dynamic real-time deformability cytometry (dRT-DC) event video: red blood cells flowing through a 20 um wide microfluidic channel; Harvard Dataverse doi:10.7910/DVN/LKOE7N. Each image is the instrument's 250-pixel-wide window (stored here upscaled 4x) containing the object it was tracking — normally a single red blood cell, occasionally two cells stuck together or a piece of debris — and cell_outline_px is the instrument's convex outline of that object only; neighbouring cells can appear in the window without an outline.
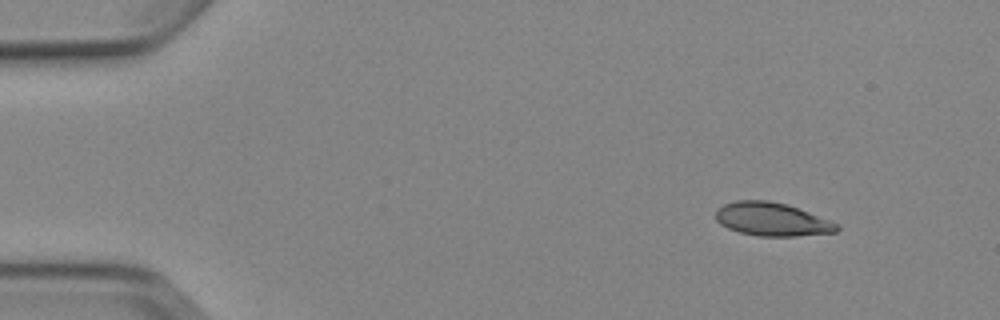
{"species": "Egyptian fruit bat (a non-hibernating species)", "species_latin": "Rousettus aegyptiacus", "temperature_condition": "cold", "stored_images_in_passage": 4, "camera_frame_rate_fps": 3000, "um_per_image_px": 0.085, "animal": {"sex": "female"}, "frame": {"image": 1, "passage_image": 1, "time_ms": 0.0, "image_size_px": [1000, 320], "cell_outline_px": [[840, 228], [836, 232], [796, 236], [756, 236], [740, 232], [728, 228], [720, 224], [716, 220], [716, 208], [724, 204], [736, 200], [768, 200], [784, 204], [808, 212], [840, 224]], "centroid_in_image_um": [65.6, 18.64], "position_along_channel_um": 19.4, "area_um2": 23.47}}
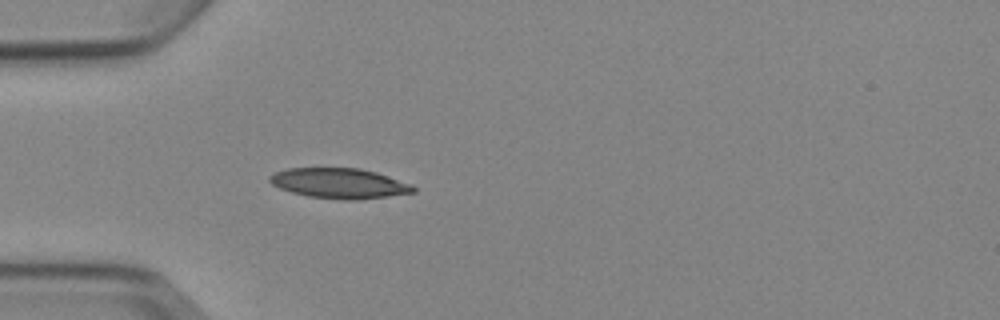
{"frame": {"image": 2, "passage_image": 4, "time_ms": 3.333, "image_size_px": [1000, 320], "cell_outline_px": [[416, 192], [388, 196], [356, 200], [344, 200], [308, 196], [292, 192], [280, 188], [272, 184], [268, 180], [268, 176], [276, 172], [288, 168], [360, 168], [376, 172], [412, 184], [416, 188]], "centroid_in_image_um": [28.86, 15.58], "position_along_channel_um": 56.1, "area_um2": 25.26}}